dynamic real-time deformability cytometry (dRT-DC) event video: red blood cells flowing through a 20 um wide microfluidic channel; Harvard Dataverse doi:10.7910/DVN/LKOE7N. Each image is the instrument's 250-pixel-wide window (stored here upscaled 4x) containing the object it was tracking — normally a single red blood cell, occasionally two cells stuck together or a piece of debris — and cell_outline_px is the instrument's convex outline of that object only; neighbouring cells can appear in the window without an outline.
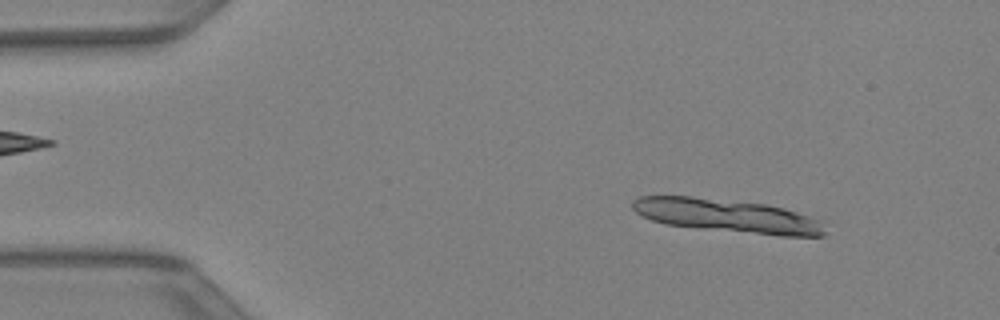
{"species": "Egyptian fruit bat (a non-hibernating species)", "species_latin": "Rousettus aegyptiacus", "temperature_condition": "warm", "stored_images_in_passage": 11, "camera_frame_rate_fps": 3000, "um_per_image_px": 0.085, "animal": {"sex": "female"}, "frame": {"image": 1, "passage_image": 5, "time_ms": 1.333, "image_size_px": [1000, 320], "cell_outline_px": [[824, 236], [780, 236], [668, 224], [652, 220], [636, 212], [632, 208], [632, 200], [640, 196], [692, 196], [764, 204], [784, 208], [820, 220], [824, 232]], "centroid_in_image_um": [61.81, 18.33], "position_along_channel_um": 23.2, "area_um2": 36.76}}